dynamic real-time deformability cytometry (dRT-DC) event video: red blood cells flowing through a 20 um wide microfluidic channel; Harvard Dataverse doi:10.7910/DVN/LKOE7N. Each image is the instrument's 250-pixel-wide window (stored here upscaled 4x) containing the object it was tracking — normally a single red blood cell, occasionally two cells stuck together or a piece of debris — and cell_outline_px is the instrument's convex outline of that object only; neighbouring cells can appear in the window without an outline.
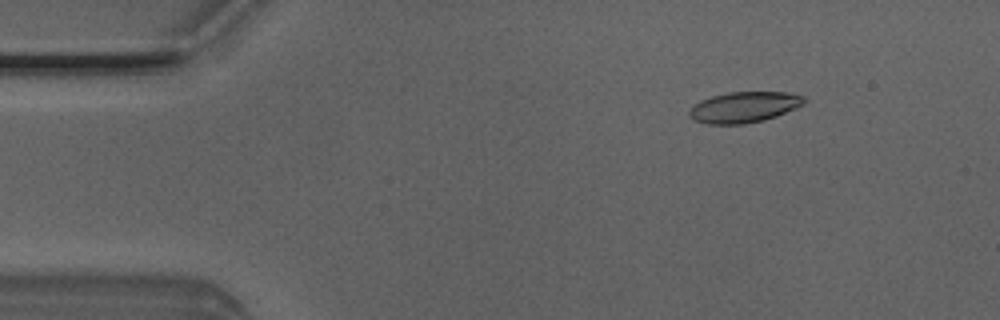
{"species": "Egyptian fruit bat (a non-hibernating species)", "species_latin": "Rousettus aegyptiacus", "temperature_condition": "room temperature", "stored_images_in_passage": 3, "camera_frame_rate_fps": 3000, "um_per_image_px": 0.085, "animal": {"sex": "male"}, "frame": {"image": 1, "passage_image": 3, "time_ms": 0.667, "image_size_px": [1000, 320], "cell_outline_px": [[808, 100], [804, 104], [796, 108], [776, 116], [764, 120], [744, 124], [708, 124], [696, 120], [688, 116], [688, 112], [692, 104], [700, 100], [712, 96], [728, 92], [792, 92], [804, 96]], "centroid_in_image_um": [63.26, 9.1], "position_along_channel_um": 21.7, "area_um2": 20.87}}